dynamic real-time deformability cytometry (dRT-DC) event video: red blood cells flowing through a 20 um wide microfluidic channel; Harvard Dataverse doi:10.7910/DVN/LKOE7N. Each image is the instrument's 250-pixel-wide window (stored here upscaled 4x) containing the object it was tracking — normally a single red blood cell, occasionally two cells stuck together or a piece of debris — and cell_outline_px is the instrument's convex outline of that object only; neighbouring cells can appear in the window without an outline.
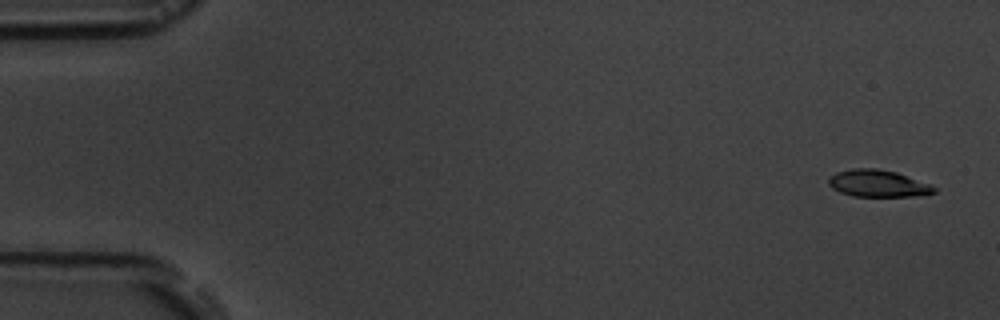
{"species": "common noctule bat (a hibernating species)", "species_latin": "Nyctalus noctula", "temperature_condition": "room temperature", "stored_images_in_passage": 4, "camera_frame_rate_fps": 3000, "um_per_image_px": 0.085, "animal": {"sex": "male", "body_mass_g": 19.5, "forearm_length_mm": 54.6}, "frame": {"image": 1, "passage_image": 1, "time_ms": 0.0, "image_size_px": [1000, 320], "cell_outline_px": [[936, 192], [912, 196], [852, 196], [840, 192], [832, 188], [828, 184], [828, 180], [836, 172], [852, 168], [876, 168], [896, 172], [928, 184], [936, 188]], "centroid_in_image_um": [74.57, 15.59], "position_along_channel_um": 10.4, "area_um2": 16.36}}